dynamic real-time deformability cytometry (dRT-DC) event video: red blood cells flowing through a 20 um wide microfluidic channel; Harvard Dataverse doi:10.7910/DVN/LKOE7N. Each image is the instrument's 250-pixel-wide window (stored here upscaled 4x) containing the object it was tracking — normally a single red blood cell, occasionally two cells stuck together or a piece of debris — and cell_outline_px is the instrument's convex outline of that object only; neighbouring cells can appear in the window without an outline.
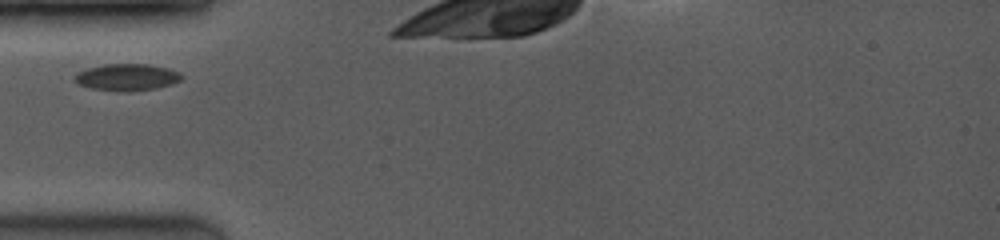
{"species": "common noctule bat (a hibernating species)", "species_latin": "Nyctalus noctula", "temperature_condition": "room temperature", "stored_images_in_passage": 5, "camera_frame_rate_fps": 3500, "um_per_image_px": 0.085, "animal": {"sex": "female", "body_mass_g": 19.0, "forearm_length_mm": 53.3}, "frame": {"image": 1, "passage_image": 2, "time_ms": 0.857, "image_size_px": [1000, 240], "cell_outline_px": [[184, 76], [180, 80], [156, 88], [120, 92], [92, 88], [80, 84], [72, 80], [72, 76], [76, 72], [88, 68], [104, 64], [148, 64], [168, 68], [180, 72]], "centroid_in_image_um": [10.74, 6.55], "position_along_channel_um": 74.3, "area_um2": 16.7}}
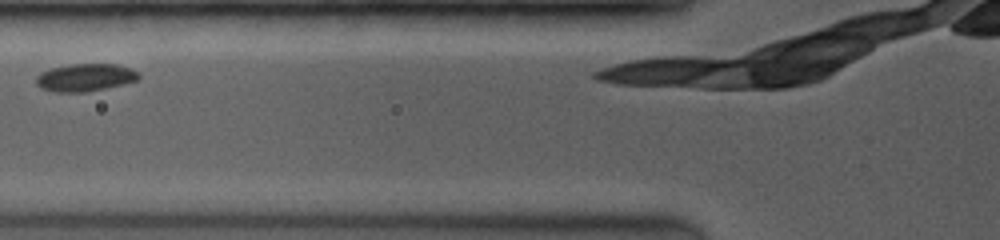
{"frame": {"image": 2, "passage_image": 4, "time_ms": 2.0, "image_size_px": [1000, 240], "cell_outline_px": [[140, 76], [136, 80], [124, 84], [84, 92], [52, 92], [40, 88], [36, 84], [36, 76], [40, 72], [52, 68], [68, 64], [116, 64], [132, 68]], "centroid_in_image_um": [7.2, 6.58], "position_along_channel_um": 118.6, "area_um2": 16.53}}